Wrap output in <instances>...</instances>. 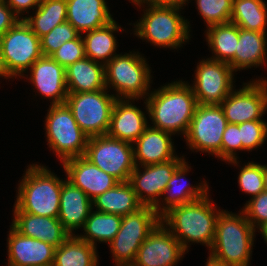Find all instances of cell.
I'll list each match as a JSON object with an SVG mask.
<instances>
[{"instance_id":"1","label":"cell","mask_w":267,"mask_h":266,"mask_svg":"<svg viewBox=\"0 0 267 266\" xmlns=\"http://www.w3.org/2000/svg\"><path fill=\"white\" fill-rule=\"evenodd\" d=\"M144 103L152 127L184 136L198 105L191 86L182 80L151 91Z\"/></svg>"},{"instance_id":"34","label":"cell","mask_w":267,"mask_h":266,"mask_svg":"<svg viewBox=\"0 0 267 266\" xmlns=\"http://www.w3.org/2000/svg\"><path fill=\"white\" fill-rule=\"evenodd\" d=\"M230 22L244 30L267 33V6L265 1L233 0Z\"/></svg>"},{"instance_id":"24","label":"cell","mask_w":267,"mask_h":266,"mask_svg":"<svg viewBox=\"0 0 267 266\" xmlns=\"http://www.w3.org/2000/svg\"><path fill=\"white\" fill-rule=\"evenodd\" d=\"M59 204V221L70 235H75L74 230L84 227L90 211L93 210L92 200L80 188L65 179L62 182Z\"/></svg>"},{"instance_id":"15","label":"cell","mask_w":267,"mask_h":266,"mask_svg":"<svg viewBox=\"0 0 267 266\" xmlns=\"http://www.w3.org/2000/svg\"><path fill=\"white\" fill-rule=\"evenodd\" d=\"M183 157L177 156L164 163L141 166L143 170L140 166H135L130 175L129 183L143 206L155 207L161 202L160 197L163 196L168 181L176 169L186 160Z\"/></svg>"},{"instance_id":"33","label":"cell","mask_w":267,"mask_h":266,"mask_svg":"<svg viewBox=\"0 0 267 266\" xmlns=\"http://www.w3.org/2000/svg\"><path fill=\"white\" fill-rule=\"evenodd\" d=\"M121 222L120 215L91 210L83 227L85 233L77 236L95 247L97 242L109 244L118 233Z\"/></svg>"},{"instance_id":"37","label":"cell","mask_w":267,"mask_h":266,"mask_svg":"<svg viewBox=\"0 0 267 266\" xmlns=\"http://www.w3.org/2000/svg\"><path fill=\"white\" fill-rule=\"evenodd\" d=\"M238 175V185L242 192L250 194L253 198L265 191L264 179H263V165L248 162L242 168H240Z\"/></svg>"},{"instance_id":"9","label":"cell","mask_w":267,"mask_h":266,"mask_svg":"<svg viewBox=\"0 0 267 266\" xmlns=\"http://www.w3.org/2000/svg\"><path fill=\"white\" fill-rule=\"evenodd\" d=\"M0 43L5 79L24 78V73L43 56L40 38L23 19L0 37Z\"/></svg>"},{"instance_id":"20","label":"cell","mask_w":267,"mask_h":266,"mask_svg":"<svg viewBox=\"0 0 267 266\" xmlns=\"http://www.w3.org/2000/svg\"><path fill=\"white\" fill-rule=\"evenodd\" d=\"M172 134L148 125L132 144L135 166H148L175 159Z\"/></svg>"},{"instance_id":"47","label":"cell","mask_w":267,"mask_h":266,"mask_svg":"<svg viewBox=\"0 0 267 266\" xmlns=\"http://www.w3.org/2000/svg\"><path fill=\"white\" fill-rule=\"evenodd\" d=\"M0 77L5 78V68L2 60L1 43H0Z\"/></svg>"},{"instance_id":"30","label":"cell","mask_w":267,"mask_h":266,"mask_svg":"<svg viewBox=\"0 0 267 266\" xmlns=\"http://www.w3.org/2000/svg\"><path fill=\"white\" fill-rule=\"evenodd\" d=\"M97 247L70 235L55 249L53 266H98Z\"/></svg>"},{"instance_id":"43","label":"cell","mask_w":267,"mask_h":266,"mask_svg":"<svg viewBox=\"0 0 267 266\" xmlns=\"http://www.w3.org/2000/svg\"><path fill=\"white\" fill-rule=\"evenodd\" d=\"M19 19H24L23 13H29L28 9H36L40 0H4ZM20 16V17H19Z\"/></svg>"},{"instance_id":"16","label":"cell","mask_w":267,"mask_h":266,"mask_svg":"<svg viewBox=\"0 0 267 266\" xmlns=\"http://www.w3.org/2000/svg\"><path fill=\"white\" fill-rule=\"evenodd\" d=\"M186 251L160 222L138 249L135 266H176Z\"/></svg>"},{"instance_id":"36","label":"cell","mask_w":267,"mask_h":266,"mask_svg":"<svg viewBox=\"0 0 267 266\" xmlns=\"http://www.w3.org/2000/svg\"><path fill=\"white\" fill-rule=\"evenodd\" d=\"M80 33L68 22L56 25L49 33L40 37L43 56H51L63 43L76 39Z\"/></svg>"},{"instance_id":"7","label":"cell","mask_w":267,"mask_h":266,"mask_svg":"<svg viewBox=\"0 0 267 266\" xmlns=\"http://www.w3.org/2000/svg\"><path fill=\"white\" fill-rule=\"evenodd\" d=\"M45 117V134L49 148L61 163L72 157L84 156L89 136L79 127L71 109L64 104L49 106Z\"/></svg>"},{"instance_id":"8","label":"cell","mask_w":267,"mask_h":266,"mask_svg":"<svg viewBox=\"0 0 267 266\" xmlns=\"http://www.w3.org/2000/svg\"><path fill=\"white\" fill-rule=\"evenodd\" d=\"M160 222L161 217L151 206L122 216L120 229L108 244L116 266L133 264L138 249Z\"/></svg>"},{"instance_id":"22","label":"cell","mask_w":267,"mask_h":266,"mask_svg":"<svg viewBox=\"0 0 267 266\" xmlns=\"http://www.w3.org/2000/svg\"><path fill=\"white\" fill-rule=\"evenodd\" d=\"M13 211L11 226L23 236L41 240L56 248L70 236L58 218Z\"/></svg>"},{"instance_id":"45","label":"cell","mask_w":267,"mask_h":266,"mask_svg":"<svg viewBox=\"0 0 267 266\" xmlns=\"http://www.w3.org/2000/svg\"><path fill=\"white\" fill-rule=\"evenodd\" d=\"M206 266H230L226 263L214 258L212 255L209 254V257L207 258V262L205 264Z\"/></svg>"},{"instance_id":"35","label":"cell","mask_w":267,"mask_h":266,"mask_svg":"<svg viewBox=\"0 0 267 266\" xmlns=\"http://www.w3.org/2000/svg\"><path fill=\"white\" fill-rule=\"evenodd\" d=\"M207 27L230 23L233 0H195Z\"/></svg>"},{"instance_id":"50","label":"cell","mask_w":267,"mask_h":266,"mask_svg":"<svg viewBox=\"0 0 267 266\" xmlns=\"http://www.w3.org/2000/svg\"><path fill=\"white\" fill-rule=\"evenodd\" d=\"M120 266H135L134 264H122Z\"/></svg>"},{"instance_id":"25","label":"cell","mask_w":267,"mask_h":266,"mask_svg":"<svg viewBox=\"0 0 267 266\" xmlns=\"http://www.w3.org/2000/svg\"><path fill=\"white\" fill-rule=\"evenodd\" d=\"M67 21L82 35L114 21L105 0H66Z\"/></svg>"},{"instance_id":"46","label":"cell","mask_w":267,"mask_h":266,"mask_svg":"<svg viewBox=\"0 0 267 266\" xmlns=\"http://www.w3.org/2000/svg\"><path fill=\"white\" fill-rule=\"evenodd\" d=\"M258 229L260 230V234H262V238H264V241L267 243V221L262 223Z\"/></svg>"},{"instance_id":"5","label":"cell","mask_w":267,"mask_h":266,"mask_svg":"<svg viewBox=\"0 0 267 266\" xmlns=\"http://www.w3.org/2000/svg\"><path fill=\"white\" fill-rule=\"evenodd\" d=\"M146 5L143 16L134 23V35L160 48L177 49L189 41L190 22L179 12L183 8Z\"/></svg>"},{"instance_id":"29","label":"cell","mask_w":267,"mask_h":266,"mask_svg":"<svg viewBox=\"0 0 267 266\" xmlns=\"http://www.w3.org/2000/svg\"><path fill=\"white\" fill-rule=\"evenodd\" d=\"M118 31L122 32L124 29L114 20L109 25L85 32V36L82 35L85 56L106 65L117 55V39L113 33Z\"/></svg>"},{"instance_id":"21","label":"cell","mask_w":267,"mask_h":266,"mask_svg":"<svg viewBox=\"0 0 267 266\" xmlns=\"http://www.w3.org/2000/svg\"><path fill=\"white\" fill-rule=\"evenodd\" d=\"M135 99H116L107 136L134 143L149 125L145 112L131 102Z\"/></svg>"},{"instance_id":"12","label":"cell","mask_w":267,"mask_h":266,"mask_svg":"<svg viewBox=\"0 0 267 266\" xmlns=\"http://www.w3.org/2000/svg\"><path fill=\"white\" fill-rule=\"evenodd\" d=\"M228 122L220 105L198 104L185 136L191 151L221 159L222 135Z\"/></svg>"},{"instance_id":"18","label":"cell","mask_w":267,"mask_h":266,"mask_svg":"<svg viewBox=\"0 0 267 266\" xmlns=\"http://www.w3.org/2000/svg\"><path fill=\"white\" fill-rule=\"evenodd\" d=\"M8 232V266H53L56 247L23 236L12 226Z\"/></svg>"},{"instance_id":"19","label":"cell","mask_w":267,"mask_h":266,"mask_svg":"<svg viewBox=\"0 0 267 266\" xmlns=\"http://www.w3.org/2000/svg\"><path fill=\"white\" fill-rule=\"evenodd\" d=\"M28 80L39 94L52 100L51 105L64 104L68 95L65 68L51 56H42L30 67Z\"/></svg>"},{"instance_id":"31","label":"cell","mask_w":267,"mask_h":266,"mask_svg":"<svg viewBox=\"0 0 267 266\" xmlns=\"http://www.w3.org/2000/svg\"><path fill=\"white\" fill-rule=\"evenodd\" d=\"M206 41L212 51L210 59L230 63L236 53L239 40V27L233 23L212 25L207 27Z\"/></svg>"},{"instance_id":"32","label":"cell","mask_w":267,"mask_h":266,"mask_svg":"<svg viewBox=\"0 0 267 266\" xmlns=\"http://www.w3.org/2000/svg\"><path fill=\"white\" fill-rule=\"evenodd\" d=\"M66 0H42L36 8L35 15L24 17V21L40 38L49 33L56 25L67 21Z\"/></svg>"},{"instance_id":"26","label":"cell","mask_w":267,"mask_h":266,"mask_svg":"<svg viewBox=\"0 0 267 266\" xmlns=\"http://www.w3.org/2000/svg\"><path fill=\"white\" fill-rule=\"evenodd\" d=\"M65 74L68 93L106 89L105 65L87 57L69 65Z\"/></svg>"},{"instance_id":"2","label":"cell","mask_w":267,"mask_h":266,"mask_svg":"<svg viewBox=\"0 0 267 266\" xmlns=\"http://www.w3.org/2000/svg\"><path fill=\"white\" fill-rule=\"evenodd\" d=\"M212 204L209 195L194 202L171 208L161 217V223L188 252V243H201L210 250L215 235L216 220L221 209Z\"/></svg>"},{"instance_id":"48","label":"cell","mask_w":267,"mask_h":266,"mask_svg":"<svg viewBox=\"0 0 267 266\" xmlns=\"http://www.w3.org/2000/svg\"><path fill=\"white\" fill-rule=\"evenodd\" d=\"M264 189L267 191V165H263Z\"/></svg>"},{"instance_id":"42","label":"cell","mask_w":267,"mask_h":266,"mask_svg":"<svg viewBox=\"0 0 267 266\" xmlns=\"http://www.w3.org/2000/svg\"><path fill=\"white\" fill-rule=\"evenodd\" d=\"M18 21L19 18L14 14L12 9L5 3L4 0H0V37L12 28Z\"/></svg>"},{"instance_id":"3","label":"cell","mask_w":267,"mask_h":266,"mask_svg":"<svg viewBox=\"0 0 267 266\" xmlns=\"http://www.w3.org/2000/svg\"><path fill=\"white\" fill-rule=\"evenodd\" d=\"M19 181L14 210L58 218L62 182L46 166L31 164Z\"/></svg>"},{"instance_id":"28","label":"cell","mask_w":267,"mask_h":266,"mask_svg":"<svg viewBox=\"0 0 267 266\" xmlns=\"http://www.w3.org/2000/svg\"><path fill=\"white\" fill-rule=\"evenodd\" d=\"M142 206L129 182H119L92 200V208L96 211L120 216L133 213Z\"/></svg>"},{"instance_id":"49","label":"cell","mask_w":267,"mask_h":266,"mask_svg":"<svg viewBox=\"0 0 267 266\" xmlns=\"http://www.w3.org/2000/svg\"><path fill=\"white\" fill-rule=\"evenodd\" d=\"M261 81L265 84V86H266V89H267V80L266 79H262L261 78Z\"/></svg>"},{"instance_id":"17","label":"cell","mask_w":267,"mask_h":266,"mask_svg":"<svg viewBox=\"0 0 267 266\" xmlns=\"http://www.w3.org/2000/svg\"><path fill=\"white\" fill-rule=\"evenodd\" d=\"M66 173V179L80 188L93 200L108 189L113 188L119 181L104 172L84 156L72 157L61 164Z\"/></svg>"},{"instance_id":"4","label":"cell","mask_w":267,"mask_h":266,"mask_svg":"<svg viewBox=\"0 0 267 266\" xmlns=\"http://www.w3.org/2000/svg\"><path fill=\"white\" fill-rule=\"evenodd\" d=\"M256 229L240 211L222 210L217 217L210 255L230 266H249Z\"/></svg>"},{"instance_id":"11","label":"cell","mask_w":267,"mask_h":266,"mask_svg":"<svg viewBox=\"0 0 267 266\" xmlns=\"http://www.w3.org/2000/svg\"><path fill=\"white\" fill-rule=\"evenodd\" d=\"M84 157L119 182H129L135 168L132 143L107 135L89 137Z\"/></svg>"},{"instance_id":"6","label":"cell","mask_w":267,"mask_h":266,"mask_svg":"<svg viewBox=\"0 0 267 266\" xmlns=\"http://www.w3.org/2000/svg\"><path fill=\"white\" fill-rule=\"evenodd\" d=\"M149 67L139 52L115 55L105 65L106 89L113 88L117 99H146L152 83Z\"/></svg>"},{"instance_id":"14","label":"cell","mask_w":267,"mask_h":266,"mask_svg":"<svg viewBox=\"0 0 267 266\" xmlns=\"http://www.w3.org/2000/svg\"><path fill=\"white\" fill-rule=\"evenodd\" d=\"M242 89H233L220 106L229 124L262 119L267 111V89L260 80L243 83Z\"/></svg>"},{"instance_id":"41","label":"cell","mask_w":267,"mask_h":266,"mask_svg":"<svg viewBox=\"0 0 267 266\" xmlns=\"http://www.w3.org/2000/svg\"><path fill=\"white\" fill-rule=\"evenodd\" d=\"M241 210L251 225L255 229L258 228L267 221V191L251 198Z\"/></svg>"},{"instance_id":"44","label":"cell","mask_w":267,"mask_h":266,"mask_svg":"<svg viewBox=\"0 0 267 266\" xmlns=\"http://www.w3.org/2000/svg\"><path fill=\"white\" fill-rule=\"evenodd\" d=\"M189 1L188 0H138L136 2H133V5L136 6L138 5L139 9L141 5L142 7H144L145 4L156 5V6H175L182 8L183 6L185 7L186 3H189Z\"/></svg>"},{"instance_id":"40","label":"cell","mask_w":267,"mask_h":266,"mask_svg":"<svg viewBox=\"0 0 267 266\" xmlns=\"http://www.w3.org/2000/svg\"><path fill=\"white\" fill-rule=\"evenodd\" d=\"M51 57L65 69L76 61L84 59L86 56L81 34L76 39L63 43Z\"/></svg>"},{"instance_id":"23","label":"cell","mask_w":267,"mask_h":266,"mask_svg":"<svg viewBox=\"0 0 267 266\" xmlns=\"http://www.w3.org/2000/svg\"><path fill=\"white\" fill-rule=\"evenodd\" d=\"M189 169H191V167H189L188 163L185 160L176 169L171 179L168 181L167 188L163 193L164 197L162 198V203H164L161 204V202H159L154 207V210L160 217H162L173 207L194 202L196 200L202 199L205 195L209 194V186L207 184V181L205 180L202 181V183H198V185L196 184V186L183 182L185 181L184 179H186L185 175H187ZM181 181L184 184H182Z\"/></svg>"},{"instance_id":"10","label":"cell","mask_w":267,"mask_h":266,"mask_svg":"<svg viewBox=\"0 0 267 266\" xmlns=\"http://www.w3.org/2000/svg\"><path fill=\"white\" fill-rule=\"evenodd\" d=\"M107 89L94 92L68 93L66 105L79 127L89 136L106 135L116 101Z\"/></svg>"},{"instance_id":"27","label":"cell","mask_w":267,"mask_h":266,"mask_svg":"<svg viewBox=\"0 0 267 266\" xmlns=\"http://www.w3.org/2000/svg\"><path fill=\"white\" fill-rule=\"evenodd\" d=\"M267 33L239 28V40L234 59L229 63L234 72L263 66L267 60Z\"/></svg>"},{"instance_id":"13","label":"cell","mask_w":267,"mask_h":266,"mask_svg":"<svg viewBox=\"0 0 267 266\" xmlns=\"http://www.w3.org/2000/svg\"><path fill=\"white\" fill-rule=\"evenodd\" d=\"M194 85L197 104L220 105L234 89V71L226 62L207 58L197 64Z\"/></svg>"},{"instance_id":"39","label":"cell","mask_w":267,"mask_h":266,"mask_svg":"<svg viewBox=\"0 0 267 266\" xmlns=\"http://www.w3.org/2000/svg\"><path fill=\"white\" fill-rule=\"evenodd\" d=\"M237 150H242L239 126L228 123L222 135L221 160L238 166Z\"/></svg>"},{"instance_id":"38","label":"cell","mask_w":267,"mask_h":266,"mask_svg":"<svg viewBox=\"0 0 267 266\" xmlns=\"http://www.w3.org/2000/svg\"><path fill=\"white\" fill-rule=\"evenodd\" d=\"M242 151H252L261 147L267 138V123L264 120H253L239 123Z\"/></svg>"}]
</instances>
